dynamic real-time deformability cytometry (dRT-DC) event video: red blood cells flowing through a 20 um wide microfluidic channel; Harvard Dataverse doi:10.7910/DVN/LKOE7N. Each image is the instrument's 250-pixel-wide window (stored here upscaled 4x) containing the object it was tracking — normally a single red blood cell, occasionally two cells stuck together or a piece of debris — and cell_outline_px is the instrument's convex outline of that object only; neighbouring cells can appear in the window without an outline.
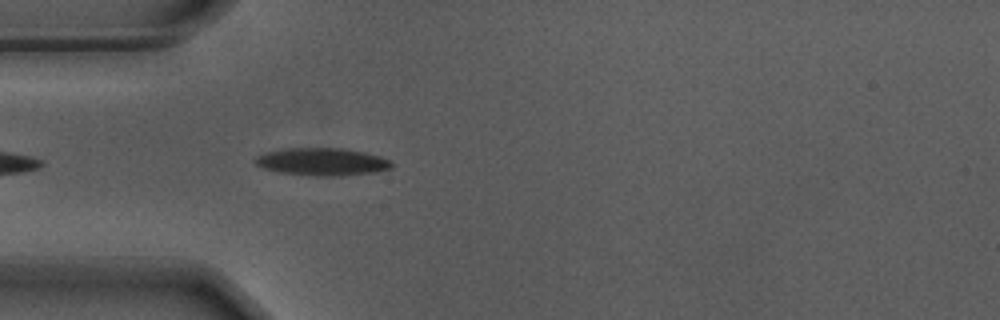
{"species": "Egyptian fruit bat (a non-hibernating species)", "species_latin": "Rousettus aegyptiacus", "temperature_condition": "warm", "stored_images_in_passage": 27, "camera_frame_rate_fps": 3000, "um_per_image_px": 0.085, "animal": {"sex": "male"}, "frame": {"image": 1, "passage_image": 4, "time_ms": 1.0, "image_size_px": [1000, 320], "cell_outline_px": [[392, 168], [376, 172], [344, 176], [312, 176], [280, 172], [264, 168], [256, 164], [252, 160], [256, 156], [268, 152], [284, 148], [344, 148], [364, 152], [380, 156], [388, 160], [392, 164]], "centroid_in_image_um": [27.38, 13.75], "position_along_channel_um": 57.6, "area_um2": 22.02}}
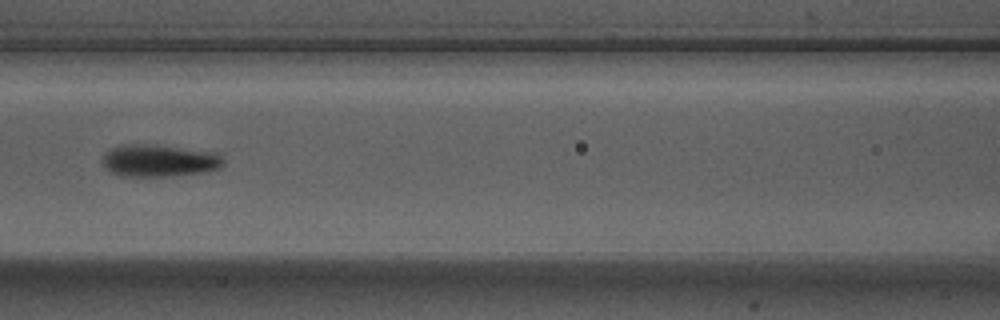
{"frame": {"image": 2, "passage_image": 12, "time_ms": 3.667, "image_size_px": [1000, 320], "cell_outline_px": [[224, 164], [220, 168], [200, 172], [176, 176], [120, 176], [112, 172], [100, 160], [100, 156], [104, 152], [120, 144], [152, 144], [220, 152], [224, 160]], "centroid_in_image_um": [13.54, 13.63], "position_along_channel_um": 153.1, "area_um2": 23.12}}
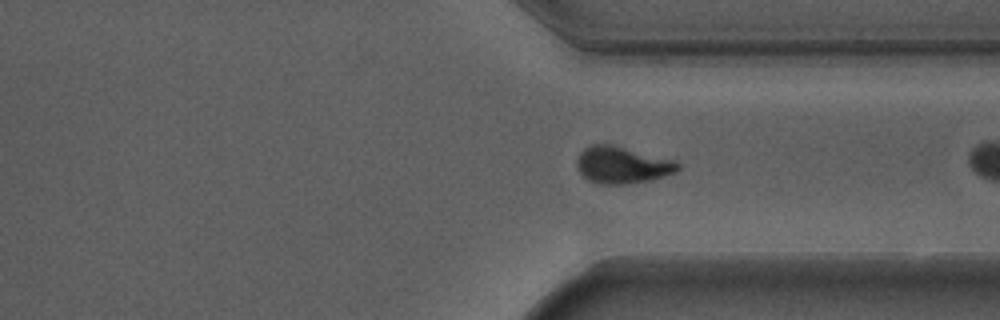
{"frame": {"image": 3, "passage_image": 26, "time_ms": 8.333, "image_size_px": [1000, 320], "cell_outline_px": [[680, 168], [676, 172], [664, 176], [648, 180], [628, 184], [596, 184], [588, 180], [576, 168], [576, 160], [580, 152], [584, 148], [592, 144], [608, 144], [672, 160], [680, 164]], "centroid_in_image_um": [52.83, 14.04], "position_along_channel_um": 358.6, "area_um2": 21.44}}